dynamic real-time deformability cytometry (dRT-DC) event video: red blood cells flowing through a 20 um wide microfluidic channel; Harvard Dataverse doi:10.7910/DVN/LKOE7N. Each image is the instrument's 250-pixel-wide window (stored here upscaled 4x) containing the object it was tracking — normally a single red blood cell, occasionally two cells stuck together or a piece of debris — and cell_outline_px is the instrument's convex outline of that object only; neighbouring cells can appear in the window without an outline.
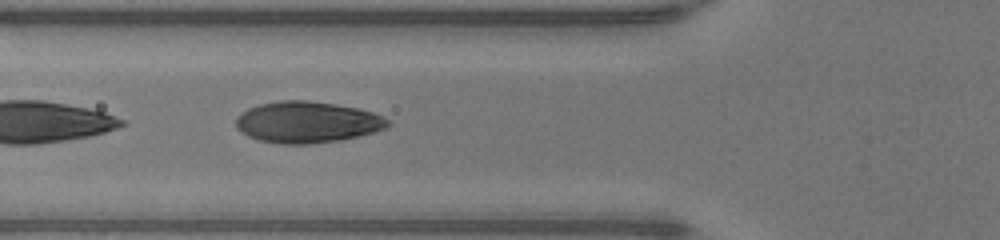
{"species": "human", "species_latin": "Homo sapiens", "temperature_condition": "warm", "stored_images_in_passage": 6, "camera_frame_rate_fps": 3000, "um_per_image_px": 0.085, "donor": {"sex": "male"}, "frame": {"image": 1, "passage_image": 3, "time_ms": 0.667, "image_size_px": [1000, 240], "cell_outline_px": [[392, 124], [388, 128], [376, 132], [340, 140], [308, 144], [284, 144], [260, 140], [248, 136], [240, 132], [236, 128], [236, 116], [240, 112], [248, 108], [260, 104], [280, 100], [308, 100], [336, 104], [360, 108], [372, 112], [388, 120]], "centroid_in_image_um": [26.11, 10.38], "position_along_channel_um": 99.7, "area_um2": 36.88}}